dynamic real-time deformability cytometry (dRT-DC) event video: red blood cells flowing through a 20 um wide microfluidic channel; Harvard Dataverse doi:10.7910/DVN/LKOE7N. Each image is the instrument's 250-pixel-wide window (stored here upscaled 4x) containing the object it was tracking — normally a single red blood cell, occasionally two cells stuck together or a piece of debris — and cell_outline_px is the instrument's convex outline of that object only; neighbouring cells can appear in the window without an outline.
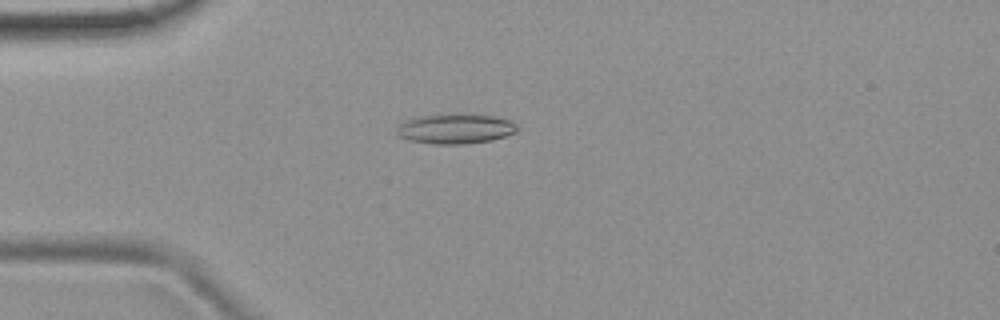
{"species": "common noctule bat (a hibernating species)", "species_latin": "Nyctalus noctula", "temperature_condition": "room temperature", "stored_images_in_passage": 4, "camera_frame_rate_fps": 3000, "um_per_image_px": 0.085, "animal": {"sex": "female", "body_mass_g": 19.9}, "frame": {"image": 1, "passage_image": 4, "time_ms": 3.333, "image_size_px": [1000, 320], "cell_outline_px": [[520, 128], [516, 132], [492, 140], [464, 144], [432, 144], [408, 140], [396, 136], [396, 128], [404, 120], [420, 116], [464, 112], [496, 116], [512, 120]], "centroid_in_image_um": [38.72, 10.92], "position_along_channel_um": 46.3, "area_um2": 21.73}}